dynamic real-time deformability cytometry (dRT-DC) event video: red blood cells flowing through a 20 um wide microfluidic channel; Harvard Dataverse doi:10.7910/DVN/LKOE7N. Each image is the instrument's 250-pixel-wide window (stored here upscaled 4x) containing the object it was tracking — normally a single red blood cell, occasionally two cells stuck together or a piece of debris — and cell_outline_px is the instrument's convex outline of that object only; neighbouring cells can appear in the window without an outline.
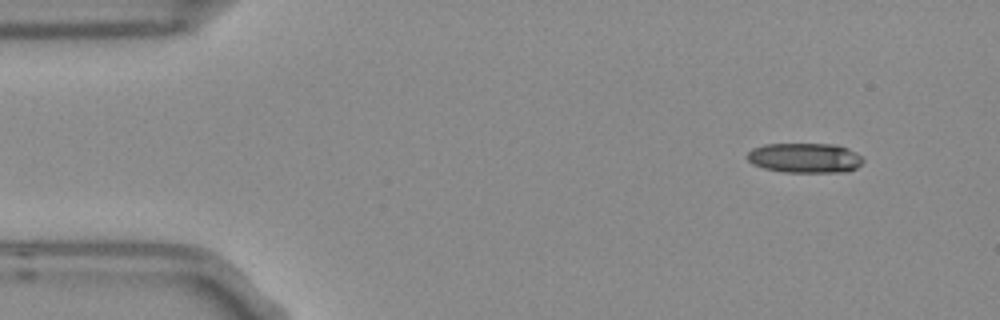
{"species": "Egyptian fruit bat (a non-hibernating species)", "species_latin": "Rousettus aegyptiacus", "temperature_condition": "room temperature", "stored_images_in_passage": 4, "camera_frame_rate_fps": 3000, "um_per_image_px": 0.085, "frame": {"image": 1, "passage_image": 1, "time_ms": 0.0, "image_size_px": [1000, 320], "cell_outline_px": [[864, 160], [856, 168], [848, 172], [784, 172], [764, 168], [752, 164], [748, 160], [748, 152], [752, 148], [764, 144], [836, 144], [848, 148], [860, 156]], "centroid_in_image_um": [68.41, 13.42], "position_along_channel_um": 16.6, "area_um2": 20.17}}
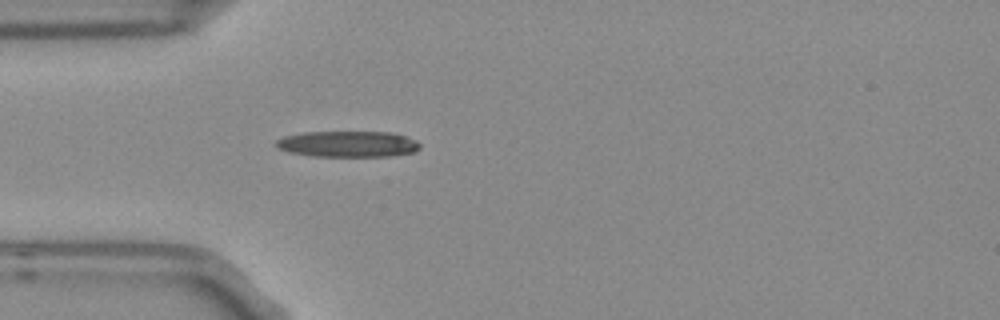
{"frame": {"image": 2, "passage_image": 4, "time_ms": 1.0, "image_size_px": [1000, 320], "cell_outline_px": [[420, 148], [416, 152], [388, 156], [312, 156], [288, 152], [276, 148], [276, 140], [284, 136], [304, 132], [392, 132], [416, 140], [420, 144]], "centroid_in_image_um": [29.56, 12.24], "position_along_channel_um": 55.4, "area_um2": 21.91}}